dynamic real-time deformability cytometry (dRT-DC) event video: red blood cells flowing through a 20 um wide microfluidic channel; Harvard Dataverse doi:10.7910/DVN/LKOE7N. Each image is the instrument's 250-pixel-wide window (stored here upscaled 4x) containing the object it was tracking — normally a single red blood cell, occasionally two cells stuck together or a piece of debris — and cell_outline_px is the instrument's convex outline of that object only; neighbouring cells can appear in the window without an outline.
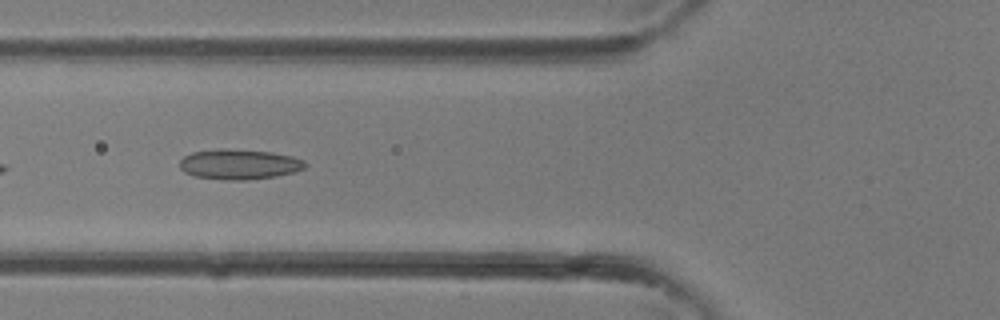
{"species": "common noctule bat (a hibernating species)", "species_latin": "Nyctalus noctula", "temperature_condition": "room temperature", "stored_images_in_passage": 13, "camera_frame_rate_fps": 3000, "um_per_image_px": 0.085, "animal": {"sex": "female"}, "frame": {"image": 1, "passage_image": 11, "time_ms": 3.333, "image_size_px": [1000, 320], "cell_outline_px": [[308, 164], [304, 168], [296, 172], [276, 176], [244, 180], [228, 180], [196, 176], [184, 172], [180, 168], [180, 160], [184, 156], [192, 152], [224, 148], [272, 152], [292, 156], [304, 160]], "centroid_in_image_um": [20.36, 13.96], "position_along_channel_um": 105.4, "area_um2": 22.08}}